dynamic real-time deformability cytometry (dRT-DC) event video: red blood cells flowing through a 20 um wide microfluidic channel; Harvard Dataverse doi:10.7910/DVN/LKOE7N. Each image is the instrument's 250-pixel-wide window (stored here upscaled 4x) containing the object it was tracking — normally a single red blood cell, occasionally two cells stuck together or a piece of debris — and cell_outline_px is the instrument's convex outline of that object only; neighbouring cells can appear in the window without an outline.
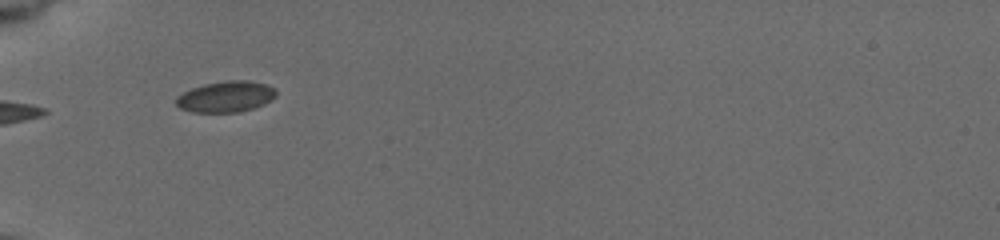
{"species": "common noctule bat (a hibernating species)", "species_latin": "Nyctalus noctula", "temperature_condition": "cold", "stored_images_in_passage": 22, "segment_of_instrument_passage": [2, 2], "camera_frame_rate_fps": 3000, "um_per_image_px": 0.085, "animal": {"sex": "female", "body_mass_g": 19.5, "forearm_length_mm": 54.1}, "frame": {"image": 1, "passage_image": 8, "time_ms": 5.0, "image_size_px": [1000, 240], "cell_outline_px": [[276, 96], [264, 104], [240, 112], [192, 112], [180, 108], [176, 104], [176, 96], [192, 88], [204, 84], [228, 80], [248, 80], [264, 84], [276, 88]], "centroid_in_image_um": [19.2, 8.21], "position_along_channel_um": 65.8, "area_um2": 18.03}}
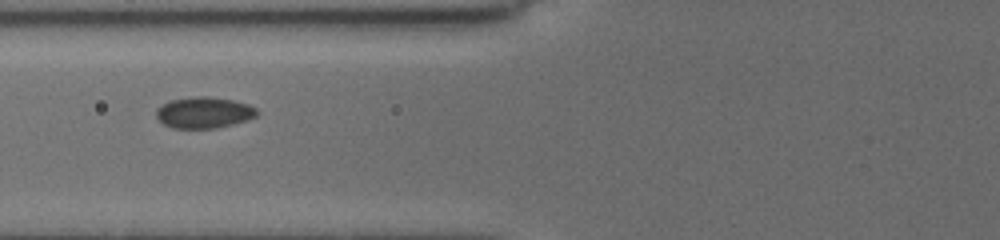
{"frame": {"image": 2, "passage_image": 9, "time_ms": 6.333, "image_size_px": [1000, 240], "cell_outline_px": [[256, 116], [232, 124], [216, 128], [172, 128], [164, 124], [156, 116], [156, 108], [172, 100], [196, 96], [208, 96], [232, 100], [248, 104], [256, 108]], "centroid_in_image_um": [17.31, 9.57], "position_along_channel_um": 108.5, "area_um2": 18.03}}
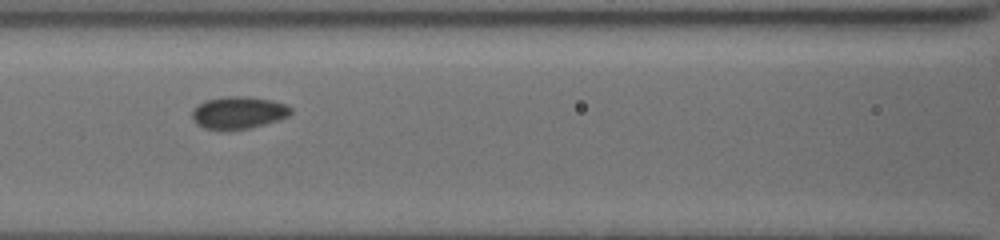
{"frame": {"image": 3, "passage_image": 10, "time_ms": 7.333, "image_size_px": [1000, 240], "cell_outline_px": [[292, 112], [288, 116], [280, 120], [248, 128], [204, 128], [196, 124], [192, 116], [192, 112], [204, 100], [224, 96], [252, 96], [272, 100], [288, 104], [292, 108]], "centroid_in_image_um": [20.33, 9.53], "position_along_channel_um": 146.3, "area_um2": 18.44}}